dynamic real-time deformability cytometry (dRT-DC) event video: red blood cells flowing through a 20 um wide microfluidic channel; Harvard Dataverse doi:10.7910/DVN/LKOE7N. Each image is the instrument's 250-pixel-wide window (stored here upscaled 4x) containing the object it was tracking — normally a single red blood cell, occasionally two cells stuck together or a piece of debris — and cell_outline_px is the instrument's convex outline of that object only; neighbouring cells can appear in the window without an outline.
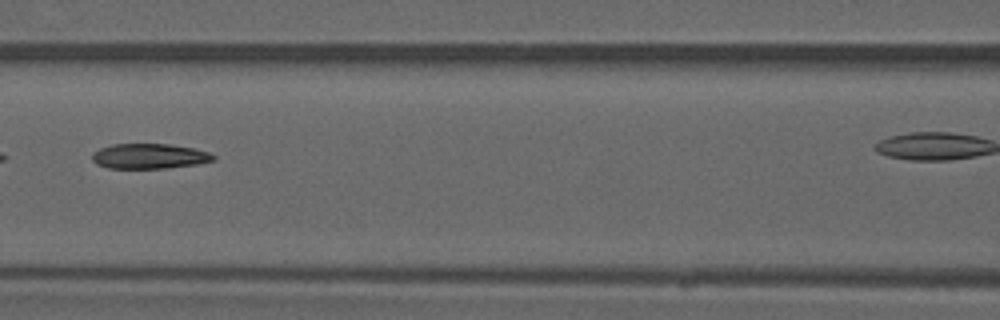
{"species": "common noctule bat (a hibernating species)", "species_latin": "Nyctalus noctula", "temperature_condition": "warm", "stored_images_in_passage": 7, "camera_frame_rate_fps": 3000, "um_per_image_px": 0.085, "animal": {"sex": "male", "forearm_length_mm": 52.5}, "frame": {"image": 1, "passage_image": 5, "time_ms": 5.0, "image_size_px": [1000, 320], "cell_outline_px": [[216, 160], [196, 164], [168, 168], [108, 168], [96, 164], [92, 160], [92, 152], [100, 148], [112, 144], [168, 144], [192, 148], [208, 152], [216, 156]], "centroid_in_image_um": [12.67, 13.28], "position_along_channel_um": 153.9, "area_um2": 17.74}}